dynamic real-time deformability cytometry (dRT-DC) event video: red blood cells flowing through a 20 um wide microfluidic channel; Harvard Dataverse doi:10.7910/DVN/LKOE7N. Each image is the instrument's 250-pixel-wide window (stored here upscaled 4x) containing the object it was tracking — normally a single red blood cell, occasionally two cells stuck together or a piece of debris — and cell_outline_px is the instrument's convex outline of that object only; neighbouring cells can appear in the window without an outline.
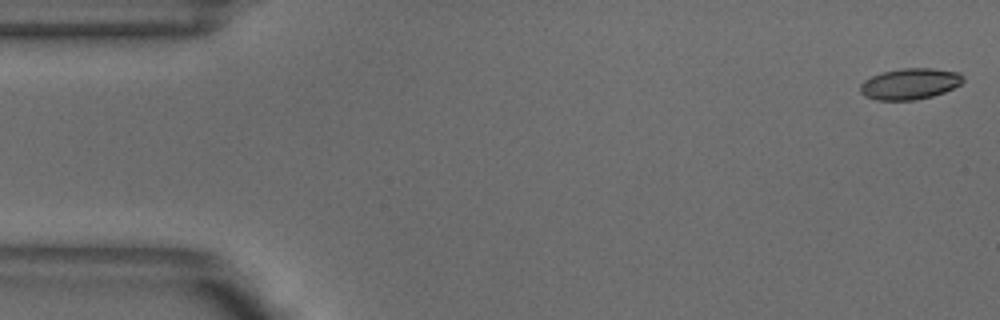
{"species": "common noctule bat (a hibernating species)", "species_latin": "Nyctalus noctula", "temperature_condition": "warm", "stored_images_in_passage": 10, "camera_frame_rate_fps": 3000, "um_per_image_px": 0.085, "animal": {"sex": "male", "body_mass_g": 18.8}, "frame": {"image": 1, "passage_image": 1, "time_ms": 0.0, "image_size_px": [1000, 320], "cell_outline_px": [[964, 80], [960, 84], [944, 92], [932, 96], [916, 100], [876, 100], [864, 96], [860, 92], [860, 84], [864, 80], [872, 76], [884, 72], [904, 68], [932, 68], [960, 72], [964, 76]], "centroid_in_image_um": [77.35, 7.13], "position_along_channel_um": 7.7, "area_um2": 18.67}}